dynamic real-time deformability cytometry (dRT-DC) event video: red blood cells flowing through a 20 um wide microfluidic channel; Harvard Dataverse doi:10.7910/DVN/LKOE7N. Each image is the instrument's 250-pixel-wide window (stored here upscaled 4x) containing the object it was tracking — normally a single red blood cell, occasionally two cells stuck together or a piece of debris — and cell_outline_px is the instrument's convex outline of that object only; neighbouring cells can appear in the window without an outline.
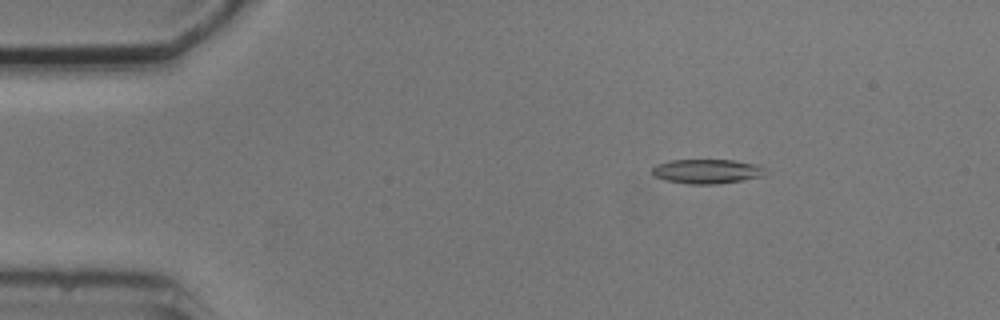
{"species": "common noctule bat (a hibernating species)", "species_latin": "Nyctalus noctula", "temperature_condition": "cold", "stored_images_in_passage": 5, "camera_frame_rate_fps": 3000, "um_per_image_px": 0.085, "animal": {"sex": "male", "body_mass_g": 20.5, "forearm_length_mm": 52.5}, "frame": {"image": 1, "passage_image": 3, "time_ms": 2.333, "image_size_px": [1000, 320], "cell_outline_px": [[764, 176], [716, 184], [688, 184], [664, 180], [652, 176], [652, 168], [656, 164], [672, 160], [732, 160], [760, 164], [764, 168]], "centroid_in_image_um": [60.06, 14.56], "position_along_channel_um": 24.9, "area_um2": 16.18}}